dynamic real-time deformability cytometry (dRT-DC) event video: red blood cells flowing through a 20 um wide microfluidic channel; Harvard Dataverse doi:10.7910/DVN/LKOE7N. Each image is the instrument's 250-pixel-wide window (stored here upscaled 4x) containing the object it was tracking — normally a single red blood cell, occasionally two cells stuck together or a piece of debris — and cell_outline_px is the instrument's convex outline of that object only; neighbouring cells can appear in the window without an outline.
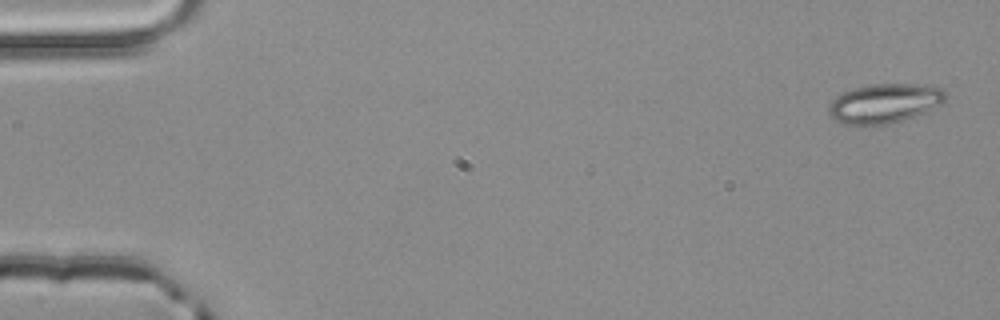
{"species": "common noctule bat (a hibernating species)", "species_latin": "Nyctalus noctula", "temperature_condition": "room temperature", "stored_images_in_passage": 4, "camera_frame_rate_fps": 3000, "um_per_image_px": 0.085, "animal": {"sex": "male", "body_mass_g": 20.4}, "frame": {"image": 1, "passage_image": 1, "time_ms": 0.0, "image_size_px": [1000, 320], "cell_outline_px": [[948, 100], [944, 104], [904, 120], [888, 124], [844, 124], [832, 120], [828, 112], [828, 108], [832, 100], [840, 92], [872, 84], [916, 84], [944, 88], [948, 92]], "centroid_in_image_um": [75.22, 8.78], "position_along_channel_um": 9.8, "area_um2": 27.17}}